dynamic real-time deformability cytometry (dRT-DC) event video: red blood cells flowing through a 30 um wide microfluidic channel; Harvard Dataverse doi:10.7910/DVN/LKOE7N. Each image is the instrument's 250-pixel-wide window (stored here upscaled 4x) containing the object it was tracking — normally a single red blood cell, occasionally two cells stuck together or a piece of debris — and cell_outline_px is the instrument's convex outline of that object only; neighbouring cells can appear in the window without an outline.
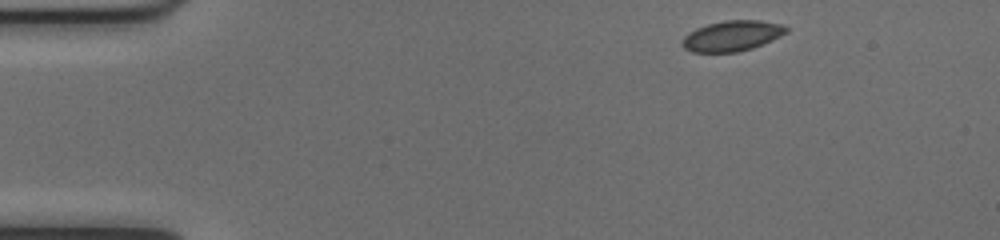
{"species": "common noctule bat (a hibernating species)", "species_latin": "Nyctalus noctula", "temperature_condition": "cold", "stored_images_in_passage": 10, "camera_frame_rate_fps": 3000, "um_per_image_px": 0.085, "animal": {"sex": "female", "body_mass_g": 17.0, "forearm_length_mm": 48.0}, "frame": {"image": 1, "passage_image": 1, "time_ms": 0.0, "image_size_px": [1000, 240], "cell_outline_px": [[788, 32], [772, 40], [752, 48], [736, 52], [692, 52], [684, 48], [680, 44], [680, 40], [688, 32], [696, 28], [708, 24], [724, 20], [760, 20], [784, 24], [788, 28]], "centroid_in_image_um": [62.21, 3.04], "position_along_channel_um": 22.8, "area_um2": 18.67}}